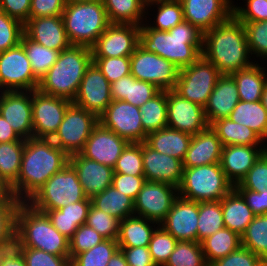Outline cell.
<instances>
[{"mask_svg":"<svg viewBox=\"0 0 267 266\" xmlns=\"http://www.w3.org/2000/svg\"><path fill=\"white\" fill-rule=\"evenodd\" d=\"M23 33L24 24L0 10V52L18 45Z\"/></svg>","mask_w":267,"mask_h":266,"instance_id":"obj_55","label":"cell"},{"mask_svg":"<svg viewBox=\"0 0 267 266\" xmlns=\"http://www.w3.org/2000/svg\"><path fill=\"white\" fill-rule=\"evenodd\" d=\"M145 180L173 185L179 188L183 178V161L162 154L142 142Z\"/></svg>","mask_w":267,"mask_h":266,"instance_id":"obj_23","label":"cell"},{"mask_svg":"<svg viewBox=\"0 0 267 266\" xmlns=\"http://www.w3.org/2000/svg\"><path fill=\"white\" fill-rule=\"evenodd\" d=\"M184 20L206 32L233 16V0H180ZM234 2V3H233Z\"/></svg>","mask_w":267,"mask_h":266,"instance_id":"obj_20","label":"cell"},{"mask_svg":"<svg viewBox=\"0 0 267 266\" xmlns=\"http://www.w3.org/2000/svg\"><path fill=\"white\" fill-rule=\"evenodd\" d=\"M223 145L209 125L196 135H192L183 168L220 163Z\"/></svg>","mask_w":267,"mask_h":266,"instance_id":"obj_27","label":"cell"},{"mask_svg":"<svg viewBox=\"0 0 267 266\" xmlns=\"http://www.w3.org/2000/svg\"><path fill=\"white\" fill-rule=\"evenodd\" d=\"M98 123V117L94 113L72 103L51 140L68 156L80 153Z\"/></svg>","mask_w":267,"mask_h":266,"instance_id":"obj_10","label":"cell"},{"mask_svg":"<svg viewBox=\"0 0 267 266\" xmlns=\"http://www.w3.org/2000/svg\"><path fill=\"white\" fill-rule=\"evenodd\" d=\"M222 74L201 55L190 66L179 70L174 90L185 99L204 107Z\"/></svg>","mask_w":267,"mask_h":266,"instance_id":"obj_9","label":"cell"},{"mask_svg":"<svg viewBox=\"0 0 267 266\" xmlns=\"http://www.w3.org/2000/svg\"><path fill=\"white\" fill-rule=\"evenodd\" d=\"M178 196L177 187L146 180L134 200V215L160 224Z\"/></svg>","mask_w":267,"mask_h":266,"instance_id":"obj_14","label":"cell"},{"mask_svg":"<svg viewBox=\"0 0 267 266\" xmlns=\"http://www.w3.org/2000/svg\"><path fill=\"white\" fill-rule=\"evenodd\" d=\"M91 204L106 214L123 221L134 215V200L112 185L91 198Z\"/></svg>","mask_w":267,"mask_h":266,"instance_id":"obj_38","label":"cell"},{"mask_svg":"<svg viewBox=\"0 0 267 266\" xmlns=\"http://www.w3.org/2000/svg\"><path fill=\"white\" fill-rule=\"evenodd\" d=\"M145 181V176H132L114 173L111 185L119 192H122L135 200Z\"/></svg>","mask_w":267,"mask_h":266,"instance_id":"obj_61","label":"cell"},{"mask_svg":"<svg viewBox=\"0 0 267 266\" xmlns=\"http://www.w3.org/2000/svg\"><path fill=\"white\" fill-rule=\"evenodd\" d=\"M151 8H153V10L156 8V11H153L156 12L155 16L149 14ZM149 15L154 16L153 21H151L152 17H150V19L147 17ZM183 21L184 14L180 0H157L146 4L145 23L152 29L169 31Z\"/></svg>","mask_w":267,"mask_h":266,"instance_id":"obj_37","label":"cell"},{"mask_svg":"<svg viewBox=\"0 0 267 266\" xmlns=\"http://www.w3.org/2000/svg\"><path fill=\"white\" fill-rule=\"evenodd\" d=\"M167 126L196 135L209 124L204 107L185 99L172 89L167 90Z\"/></svg>","mask_w":267,"mask_h":266,"instance_id":"obj_17","label":"cell"},{"mask_svg":"<svg viewBox=\"0 0 267 266\" xmlns=\"http://www.w3.org/2000/svg\"><path fill=\"white\" fill-rule=\"evenodd\" d=\"M111 84L92 62L85 71L73 104L99 117L113 101Z\"/></svg>","mask_w":267,"mask_h":266,"instance_id":"obj_18","label":"cell"},{"mask_svg":"<svg viewBox=\"0 0 267 266\" xmlns=\"http://www.w3.org/2000/svg\"><path fill=\"white\" fill-rule=\"evenodd\" d=\"M0 114L20 138L33 137L32 91L0 92Z\"/></svg>","mask_w":267,"mask_h":266,"instance_id":"obj_19","label":"cell"},{"mask_svg":"<svg viewBox=\"0 0 267 266\" xmlns=\"http://www.w3.org/2000/svg\"><path fill=\"white\" fill-rule=\"evenodd\" d=\"M229 118L234 122L249 127L267 143V110L261 101H239Z\"/></svg>","mask_w":267,"mask_h":266,"instance_id":"obj_39","label":"cell"},{"mask_svg":"<svg viewBox=\"0 0 267 266\" xmlns=\"http://www.w3.org/2000/svg\"><path fill=\"white\" fill-rule=\"evenodd\" d=\"M111 24L141 26L146 20V4L142 0H102Z\"/></svg>","mask_w":267,"mask_h":266,"instance_id":"obj_36","label":"cell"},{"mask_svg":"<svg viewBox=\"0 0 267 266\" xmlns=\"http://www.w3.org/2000/svg\"><path fill=\"white\" fill-rule=\"evenodd\" d=\"M91 198L84 199L65 207L48 210L45 213L52 225L66 238L70 239L79 226L86 223Z\"/></svg>","mask_w":267,"mask_h":266,"instance_id":"obj_29","label":"cell"},{"mask_svg":"<svg viewBox=\"0 0 267 266\" xmlns=\"http://www.w3.org/2000/svg\"><path fill=\"white\" fill-rule=\"evenodd\" d=\"M236 190L267 193V150L255 161L247 175L234 186Z\"/></svg>","mask_w":267,"mask_h":266,"instance_id":"obj_51","label":"cell"},{"mask_svg":"<svg viewBox=\"0 0 267 266\" xmlns=\"http://www.w3.org/2000/svg\"><path fill=\"white\" fill-rule=\"evenodd\" d=\"M223 146L228 145H248L267 146L266 142L252 129L229 117L220 118L210 124Z\"/></svg>","mask_w":267,"mask_h":266,"instance_id":"obj_34","label":"cell"},{"mask_svg":"<svg viewBox=\"0 0 267 266\" xmlns=\"http://www.w3.org/2000/svg\"><path fill=\"white\" fill-rule=\"evenodd\" d=\"M131 75L137 80L150 82L160 90L175 88L179 68L156 53L148 52L138 45L130 56Z\"/></svg>","mask_w":267,"mask_h":266,"instance_id":"obj_11","label":"cell"},{"mask_svg":"<svg viewBox=\"0 0 267 266\" xmlns=\"http://www.w3.org/2000/svg\"><path fill=\"white\" fill-rule=\"evenodd\" d=\"M243 7L233 5V16L239 22L267 20V0H244Z\"/></svg>","mask_w":267,"mask_h":266,"instance_id":"obj_57","label":"cell"},{"mask_svg":"<svg viewBox=\"0 0 267 266\" xmlns=\"http://www.w3.org/2000/svg\"><path fill=\"white\" fill-rule=\"evenodd\" d=\"M141 122L146 134L167 127V91L160 90L139 107Z\"/></svg>","mask_w":267,"mask_h":266,"instance_id":"obj_42","label":"cell"},{"mask_svg":"<svg viewBox=\"0 0 267 266\" xmlns=\"http://www.w3.org/2000/svg\"><path fill=\"white\" fill-rule=\"evenodd\" d=\"M65 0H31L29 18L62 16Z\"/></svg>","mask_w":267,"mask_h":266,"instance_id":"obj_62","label":"cell"},{"mask_svg":"<svg viewBox=\"0 0 267 266\" xmlns=\"http://www.w3.org/2000/svg\"><path fill=\"white\" fill-rule=\"evenodd\" d=\"M164 266H209L200 242L178 241Z\"/></svg>","mask_w":267,"mask_h":266,"instance_id":"obj_46","label":"cell"},{"mask_svg":"<svg viewBox=\"0 0 267 266\" xmlns=\"http://www.w3.org/2000/svg\"><path fill=\"white\" fill-rule=\"evenodd\" d=\"M234 185L226 178L220 163L183 168L179 196L195 202L221 201Z\"/></svg>","mask_w":267,"mask_h":266,"instance_id":"obj_7","label":"cell"},{"mask_svg":"<svg viewBox=\"0 0 267 266\" xmlns=\"http://www.w3.org/2000/svg\"><path fill=\"white\" fill-rule=\"evenodd\" d=\"M143 2H145V4H148V3H151V2H154V1H157V0H142Z\"/></svg>","mask_w":267,"mask_h":266,"instance_id":"obj_73","label":"cell"},{"mask_svg":"<svg viewBox=\"0 0 267 266\" xmlns=\"http://www.w3.org/2000/svg\"><path fill=\"white\" fill-rule=\"evenodd\" d=\"M203 253L208 264L236 251L241 246V236L224 227L201 242Z\"/></svg>","mask_w":267,"mask_h":266,"instance_id":"obj_41","label":"cell"},{"mask_svg":"<svg viewBox=\"0 0 267 266\" xmlns=\"http://www.w3.org/2000/svg\"><path fill=\"white\" fill-rule=\"evenodd\" d=\"M128 142L98 123L80 154L90 160L114 168Z\"/></svg>","mask_w":267,"mask_h":266,"instance_id":"obj_22","label":"cell"},{"mask_svg":"<svg viewBox=\"0 0 267 266\" xmlns=\"http://www.w3.org/2000/svg\"><path fill=\"white\" fill-rule=\"evenodd\" d=\"M140 26L110 24L91 47L93 58L130 57L139 45Z\"/></svg>","mask_w":267,"mask_h":266,"instance_id":"obj_16","label":"cell"},{"mask_svg":"<svg viewBox=\"0 0 267 266\" xmlns=\"http://www.w3.org/2000/svg\"><path fill=\"white\" fill-rule=\"evenodd\" d=\"M6 191H7V189L0 182V194L4 193Z\"/></svg>","mask_w":267,"mask_h":266,"instance_id":"obj_71","label":"cell"},{"mask_svg":"<svg viewBox=\"0 0 267 266\" xmlns=\"http://www.w3.org/2000/svg\"><path fill=\"white\" fill-rule=\"evenodd\" d=\"M198 217L199 202L178 196L159 225L178 241L197 242Z\"/></svg>","mask_w":267,"mask_h":266,"instance_id":"obj_21","label":"cell"},{"mask_svg":"<svg viewBox=\"0 0 267 266\" xmlns=\"http://www.w3.org/2000/svg\"><path fill=\"white\" fill-rule=\"evenodd\" d=\"M85 1H92V0H65L66 4L75 3V2H85Z\"/></svg>","mask_w":267,"mask_h":266,"instance_id":"obj_70","label":"cell"},{"mask_svg":"<svg viewBox=\"0 0 267 266\" xmlns=\"http://www.w3.org/2000/svg\"><path fill=\"white\" fill-rule=\"evenodd\" d=\"M69 163V156L51 139L25 140L20 174L8 189L20 202H27L55 173Z\"/></svg>","mask_w":267,"mask_h":266,"instance_id":"obj_1","label":"cell"},{"mask_svg":"<svg viewBox=\"0 0 267 266\" xmlns=\"http://www.w3.org/2000/svg\"><path fill=\"white\" fill-rule=\"evenodd\" d=\"M1 266H26L24 258L5 259Z\"/></svg>","mask_w":267,"mask_h":266,"instance_id":"obj_68","label":"cell"},{"mask_svg":"<svg viewBox=\"0 0 267 266\" xmlns=\"http://www.w3.org/2000/svg\"><path fill=\"white\" fill-rule=\"evenodd\" d=\"M87 198L77 172L68 163L61 171L51 176L27 203L45 213Z\"/></svg>","mask_w":267,"mask_h":266,"instance_id":"obj_8","label":"cell"},{"mask_svg":"<svg viewBox=\"0 0 267 266\" xmlns=\"http://www.w3.org/2000/svg\"><path fill=\"white\" fill-rule=\"evenodd\" d=\"M12 141H25V139L20 138L0 114V143H8Z\"/></svg>","mask_w":267,"mask_h":266,"instance_id":"obj_66","label":"cell"},{"mask_svg":"<svg viewBox=\"0 0 267 266\" xmlns=\"http://www.w3.org/2000/svg\"><path fill=\"white\" fill-rule=\"evenodd\" d=\"M243 23L247 42L253 61L258 58L267 61V20L258 22H241ZM254 55V56H253ZM255 57L257 59H255Z\"/></svg>","mask_w":267,"mask_h":266,"instance_id":"obj_50","label":"cell"},{"mask_svg":"<svg viewBox=\"0 0 267 266\" xmlns=\"http://www.w3.org/2000/svg\"><path fill=\"white\" fill-rule=\"evenodd\" d=\"M191 138V134L167 126L147 134L145 143L162 154L170 155L183 161Z\"/></svg>","mask_w":267,"mask_h":266,"instance_id":"obj_30","label":"cell"},{"mask_svg":"<svg viewBox=\"0 0 267 266\" xmlns=\"http://www.w3.org/2000/svg\"><path fill=\"white\" fill-rule=\"evenodd\" d=\"M241 246L267 262V214L254 217L241 236Z\"/></svg>","mask_w":267,"mask_h":266,"instance_id":"obj_44","label":"cell"},{"mask_svg":"<svg viewBox=\"0 0 267 266\" xmlns=\"http://www.w3.org/2000/svg\"><path fill=\"white\" fill-rule=\"evenodd\" d=\"M110 89L112 100H123L137 107L160 91L154 84L137 80L131 74L111 83Z\"/></svg>","mask_w":267,"mask_h":266,"instance_id":"obj_32","label":"cell"},{"mask_svg":"<svg viewBox=\"0 0 267 266\" xmlns=\"http://www.w3.org/2000/svg\"><path fill=\"white\" fill-rule=\"evenodd\" d=\"M113 169L114 173L144 176L142 143H128Z\"/></svg>","mask_w":267,"mask_h":266,"instance_id":"obj_48","label":"cell"},{"mask_svg":"<svg viewBox=\"0 0 267 266\" xmlns=\"http://www.w3.org/2000/svg\"><path fill=\"white\" fill-rule=\"evenodd\" d=\"M239 101L234 78L231 75L222 74L204 106L208 124L210 125L220 118L229 117Z\"/></svg>","mask_w":267,"mask_h":266,"instance_id":"obj_28","label":"cell"},{"mask_svg":"<svg viewBox=\"0 0 267 266\" xmlns=\"http://www.w3.org/2000/svg\"><path fill=\"white\" fill-rule=\"evenodd\" d=\"M105 239L117 240L120 220L95 208L92 204L88 211L86 223Z\"/></svg>","mask_w":267,"mask_h":266,"instance_id":"obj_52","label":"cell"},{"mask_svg":"<svg viewBox=\"0 0 267 266\" xmlns=\"http://www.w3.org/2000/svg\"><path fill=\"white\" fill-rule=\"evenodd\" d=\"M158 226V223L144 217H127L120 221L117 243L119 247H149L152 234Z\"/></svg>","mask_w":267,"mask_h":266,"instance_id":"obj_35","label":"cell"},{"mask_svg":"<svg viewBox=\"0 0 267 266\" xmlns=\"http://www.w3.org/2000/svg\"><path fill=\"white\" fill-rule=\"evenodd\" d=\"M139 45L182 69L202 55L203 32L185 20L169 31L152 29L144 22L140 26Z\"/></svg>","mask_w":267,"mask_h":266,"instance_id":"obj_2","label":"cell"},{"mask_svg":"<svg viewBox=\"0 0 267 266\" xmlns=\"http://www.w3.org/2000/svg\"><path fill=\"white\" fill-rule=\"evenodd\" d=\"M178 240L160 225L152 234L149 251L156 266H164L176 247Z\"/></svg>","mask_w":267,"mask_h":266,"instance_id":"obj_49","label":"cell"},{"mask_svg":"<svg viewBox=\"0 0 267 266\" xmlns=\"http://www.w3.org/2000/svg\"><path fill=\"white\" fill-rule=\"evenodd\" d=\"M23 258L26 266H71L70 256L53 255L30 247H27Z\"/></svg>","mask_w":267,"mask_h":266,"instance_id":"obj_58","label":"cell"},{"mask_svg":"<svg viewBox=\"0 0 267 266\" xmlns=\"http://www.w3.org/2000/svg\"><path fill=\"white\" fill-rule=\"evenodd\" d=\"M202 55L221 74L230 75L255 63L251 58L245 27L234 16L203 33Z\"/></svg>","mask_w":267,"mask_h":266,"instance_id":"obj_3","label":"cell"},{"mask_svg":"<svg viewBox=\"0 0 267 266\" xmlns=\"http://www.w3.org/2000/svg\"><path fill=\"white\" fill-rule=\"evenodd\" d=\"M267 146H223L220 165L226 178L235 186L247 175L249 169Z\"/></svg>","mask_w":267,"mask_h":266,"instance_id":"obj_26","label":"cell"},{"mask_svg":"<svg viewBox=\"0 0 267 266\" xmlns=\"http://www.w3.org/2000/svg\"><path fill=\"white\" fill-rule=\"evenodd\" d=\"M107 266H128L126 258L121 249H118L112 256Z\"/></svg>","mask_w":267,"mask_h":266,"instance_id":"obj_67","label":"cell"},{"mask_svg":"<svg viewBox=\"0 0 267 266\" xmlns=\"http://www.w3.org/2000/svg\"><path fill=\"white\" fill-rule=\"evenodd\" d=\"M16 229L24 237L27 247L53 255H69V239L51 223L46 213L27 202H20L16 212Z\"/></svg>","mask_w":267,"mask_h":266,"instance_id":"obj_5","label":"cell"},{"mask_svg":"<svg viewBox=\"0 0 267 266\" xmlns=\"http://www.w3.org/2000/svg\"><path fill=\"white\" fill-rule=\"evenodd\" d=\"M261 102L264 108L267 110V82L264 86V90H263L262 97H261Z\"/></svg>","mask_w":267,"mask_h":266,"instance_id":"obj_69","label":"cell"},{"mask_svg":"<svg viewBox=\"0 0 267 266\" xmlns=\"http://www.w3.org/2000/svg\"><path fill=\"white\" fill-rule=\"evenodd\" d=\"M38 84L21 43L0 52V92L33 91Z\"/></svg>","mask_w":267,"mask_h":266,"instance_id":"obj_12","label":"cell"},{"mask_svg":"<svg viewBox=\"0 0 267 266\" xmlns=\"http://www.w3.org/2000/svg\"><path fill=\"white\" fill-rule=\"evenodd\" d=\"M197 242L225 227L221 201L199 202Z\"/></svg>","mask_w":267,"mask_h":266,"instance_id":"obj_45","label":"cell"},{"mask_svg":"<svg viewBox=\"0 0 267 266\" xmlns=\"http://www.w3.org/2000/svg\"><path fill=\"white\" fill-rule=\"evenodd\" d=\"M245 199L255 216L267 214V193L251 190H237Z\"/></svg>","mask_w":267,"mask_h":266,"instance_id":"obj_65","label":"cell"},{"mask_svg":"<svg viewBox=\"0 0 267 266\" xmlns=\"http://www.w3.org/2000/svg\"><path fill=\"white\" fill-rule=\"evenodd\" d=\"M93 62L88 46L71 45L61 51L57 61L40 79L37 90L45 95L73 102L85 71Z\"/></svg>","mask_w":267,"mask_h":266,"instance_id":"obj_4","label":"cell"},{"mask_svg":"<svg viewBox=\"0 0 267 266\" xmlns=\"http://www.w3.org/2000/svg\"><path fill=\"white\" fill-rule=\"evenodd\" d=\"M122 250L128 266H156L149 247H119Z\"/></svg>","mask_w":267,"mask_h":266,"instance_id":"obj_64","label":"cell"},{"mask_svg":"<svg viewBox=\"0 0 267 266\" xmlns=\"http://www.w3.org/2000/svg\"><path fill=\"white\" fill-rule=\"evenodd\" d=\"M62 19L70 43L90 48L111 24L102 0L67 3Z\"/></svg>","mask_w":267,"mask_h":266,"instance_id":"obj_6","label":"cell"},{"mask_svg":"<svg viewBox=\"0 0 267 266\" xmlns=\"http://www.w3.org/2000/svg\"><path fill=\"white\" fill-rule=\"evenodd\" d=\"M255 62L248 68L230 74L237 85L240 101H261L264 86L267 82V70L266 67L261 66L262 63Z\"/></svg>","mask_w":267,"mask_h":266,"instance_id":"obj_33","label":"cell"},{"mask_svg":"<svg viewBox=\"0 0 267 266\" xmlns=\"http://www.w3.org/2000/svg\"><path fill=\"white\" fill-rule=\"evenodd\" d=\"M118 249L117 240L105 239L93 248L77 254L71 260V266H107Z\"/></svg>","mask_w":267,"mask_h":266,"instance_id":"obj_47","label":"cell"},{"mask_svg":"<svg viewBox=\"0 0 267 266\" xmlns=\"http://www.w3.org/2000/svg\"><path fill=\"white\" fill-rule=\"evenodd\" d=\"M260 261L258 255L240 246L236 251L213 261L209 266H257Z\"/></svg>","mask_w":267,"mask_h":266,"instance_id":"obj_60","label":"cell"},{"mask_svg":"<svg viewBox=\"0 0 267 266\" xmlns=\"http://www.w3.org/2000/svg\"><path fill=\"white\" fill-rule=\"evenodd\" d=\"M257 266H267V262L265 261H260Z\"/></svg>","mask_w":267,"mask_h":266,"instance_id":"obj_72","label":"cell"},{"mask_svg":"<svg viewBox=\"0 0 267 266\" xmlns=\"http://www.w3.org/2000/svg\"><path fill=\"white\" fill-rule=\"evenodd\" d=\"M70 100L45 95L38 90L32 91L33 137L51 139L61 122Z\"/></svg>","mask_w":267,"mask_h":266,"instance_id":"obj_15","label":"cell"},{"mask_svg":"<svg viewBox=\"0 0 267 266\" xmlns=\"http://www.w3.org/2000/svg\"><path fill=\"white\" fill-rule=\"evenodd\" d=\"M24 33L35 42L60 52L72 45L62 16L29 18L24 24Z\"/></svg>","mask_w":267,"mask_h":266,"instance_id":"obj_25","label":"cell"},{"mask_svg":"<svg viewBox=\"0 0 267 266\" xmlns=\"http://www.w3.org/2000/svg\"><path fill=\"white\" fill-rule=\"evenodd\" d=\"M93 63L110 84L131 74L130 57L93 58Z\"/></svg>","mask_w":267,"mask_h":266,"instance_id":"obj_56","label":"cell"},{"mask_svg":"<svg viewBox=\"0 0 267 266\" xmlns=\"http://www.w3.org/2000/svg\"><path fill=\"white\" fill-rule=\"evenodd\" d=\"M31 64L34 76L40 81L45 73L57 61L60 51L49 49L23 33L21 42Z\"/></svg>","mask_w":267,"mask_h":266,"instance_id":"obj_43","label":"cell"},{"mask_svg":"<svg viewBox=\"0 0 267 266\" xmlns=\"http://www.w3.org/2000/svg\"><path fill=\"white\" fill-rule=\"evenodd\" d=\"M25 141L0 143V182L8 190L18 179Z\"/></svg>","mask_w":267,"mask_h":266,"instance_id":"obj_40","label":"cell"},{"mask_svg":"<svg viewBox=\"0 0 267 266\" xmlns=\"http://www.w3.org/2000/svg\"><path fill=\"white\" fill-rule=\"evenodd\" d=\"M105 238L87 224L79 226L69 239V255L72 260L77 254L87 251Z\"/></svg>","mask_w":267,"mask_h":266,"instance_id":"obj_54","label":"cell"},{"mask_svg":"<svg viewBox=\"0 0 267 266\" xmlns=\"http://www.w3.org/2000/svg\"><path fill=\"white\" fill-rule=\"evenodd\" d=\"M31 0H0V10L25 24L29 19Z\"/></svg>","mask_w":267,"mask_h":266,"instance_id":"obj_63","label":"cell"},{"mask_svg":"<svg viewBox=\"0 0 267 266\" xmlns=\"http://www.w3.org/2000/svg\"><path fill=\"white\" fill-rule=\"evenodd\" d=\"M69 164L77 172L78 180L88 198L103 192L112 184V167L87 159L80 153L69 156Z\"/></svg>","mask_w":267,"mask_h":266,"instance_id":"obj_24","label":"cell"},{"mask_svg":"<svg viewBox=\"0 0 267 266\" xmlns=\"http://www.w3.org/2000/svg\"><path fill=\"white\" fill-rule=\"evenodd\" d=\"M20 201L9 190L0 194V242L16 228Z\"/></svg>","mask_w":267,"mask_h":266,"instance_id":"obj_53","label":"cell"},{"mask_svg":"<svg viewBox=\"0 0 267 266\" xmlns=\"http://www.w3.org/2000/svg\"><path fill=\"white\" fill-rule=\"evenodd\" d=\"M27 246L24 237L15 228L0 242V266L5 259H18L25 255Z\"/></svg>","mask_w":267,"mask_h":266,"instance_id":"obj_59","label":"cell"},{"mask_svg":"<svg viewBox=\"0 0 267 266\" xmlns=\"http://www.w3.org/2000/svg\"><path fill=\"white\" fill-rule=\"evenodd\" d=\"M99 123L125 139L128 143L145 142L141 111L123 100H113L98 117Z\"/></svg>","mask_w":267,"mask_h":266,"instance_id":"obj_13","label":"cell"},{"mask_svg":"<svg viewBox=\"0 0 267 266\" xmlns=\"http://www.w3.org/2000/svg\"><path fill=\"white\" fill-rule=\"evenodd\" d=\"M221 209L225 227L239 236H242L255 217L243 196L235 188L221 199Z\"/></svg>","mask_w":267,"mask_h":266,"instance_id":"obj_31","label":"cell"}]
</instances>
